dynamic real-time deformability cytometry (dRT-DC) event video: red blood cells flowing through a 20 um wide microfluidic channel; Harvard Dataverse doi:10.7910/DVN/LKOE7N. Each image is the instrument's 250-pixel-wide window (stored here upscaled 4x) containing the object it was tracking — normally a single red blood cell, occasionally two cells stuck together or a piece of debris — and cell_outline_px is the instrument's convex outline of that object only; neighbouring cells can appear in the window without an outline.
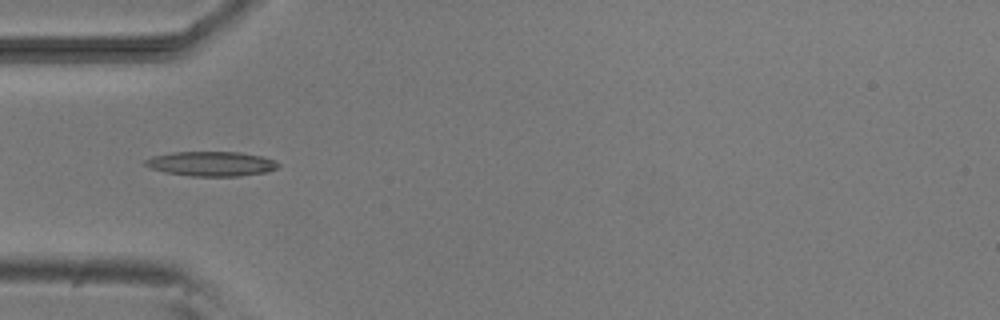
{"species": "common noctule bat (a hibernating species)", "species_latin": "Nyctalus noctula", "temperature_condition": "room temperature", "stored_images_in_passage": 5, "camera_frame_rate_fps": 3000, "um_per_image_px": 0.085, "animal": {"sex": "male", "body_mass_g": 20.5, "forearm_length_mm": 52.5}, "frame": {"image": 1, "passage_image": 5, "time_ms": 4.667, "image_size_px": [1000, 320], "cell_outline_px": [[280, 164], [276, 168], [268, 172], [236, 176], [192, 176], [164, 172], [152, 168], [144, 164], [144, 160], [152, 156], [172, 152], [240, 152], [264, 156], [276, 160]], "centroid_in_image_um": [17.99, 13.91], "position_along_channel_um": 67.0, "area_um2": 19.19}}